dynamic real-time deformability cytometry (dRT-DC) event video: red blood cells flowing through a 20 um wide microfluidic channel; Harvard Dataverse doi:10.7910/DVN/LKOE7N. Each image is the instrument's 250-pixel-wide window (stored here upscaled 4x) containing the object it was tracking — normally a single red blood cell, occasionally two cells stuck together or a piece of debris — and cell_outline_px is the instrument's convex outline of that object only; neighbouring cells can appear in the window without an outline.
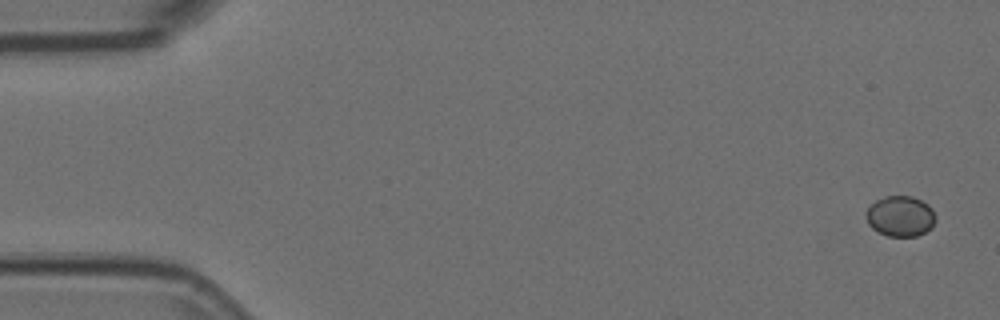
{"species": "Egyptian fruit bat (a non-hibernating species)", "species_latin": "Rousettus aegyptiacus", "temperature_condition": "room temperature", "stored_images_in_passage": 10, "segment_of_instrument_passage": [1, 2], "camera_frame_rate_fps": 3000, "um_per_image_px": 0.085, "animal": {"sex": "female"}, "frame": {"image": 1, "passage_image": 1, "time_ms": 0.0, "image_size_px": [1000, 320], "cell_outline_px": [[936, 220], [932, 228], [916, 236], [888, 236], [872, 228], [868, 224], [864, 212], [876, 200], [884, 196], [912, 196], [928, 204], [932, 208], [936, 216]], "centroid_in_image_um": [76.54, 18.37], "position_along_channel_um": 8.5, "area_um2": 16.53}}
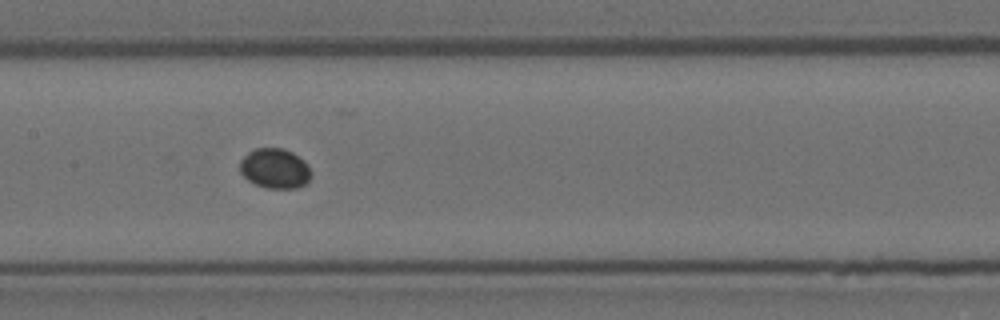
{"frame": {"image": 2, "passage_image": 6, "time_ms": 1.667, "image_size_px": [1000, 320], "cell_outline_px": [[312, 176], [304, 184], [296, 188], [264, 188], [248, 180], [240, 172], [240, 160], [248, 152], [256, 148], [284, 148], [292, 152], [304, 160], [308, 164], [312, 172]], "centroid_in_image_um": [23.38, 14.31], "position_along_channel_um": 184.0, "area_um2": 16.7}}
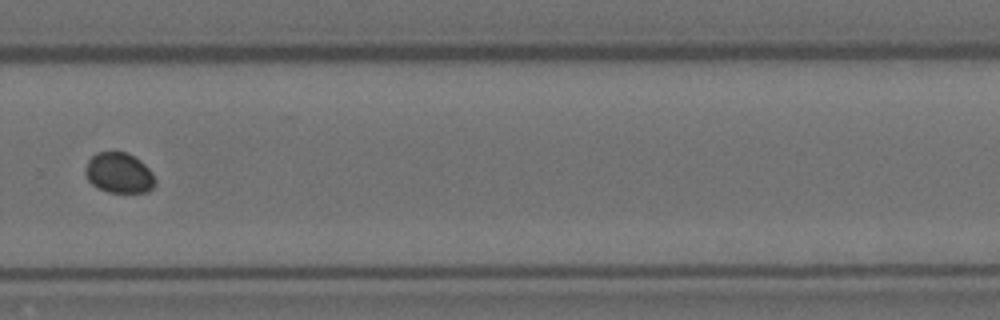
{"frame": {"image": 3, "passage_image": 9, "time_ms": 2.667, "image_size_px": [1000, 320], "cell_outline_px": [[156, 184], [148, 192], [108, 192], [92, 184], [88, 180], [84, 172], [84, 168], [88, 160], [96, 152], [128, 152], [140, 160], [152, 172], [156, 180]], "centroid_in_image_um": [10.12, 14.69], "position_along_channel_um": 319.7, "area_um2": 16.53}}